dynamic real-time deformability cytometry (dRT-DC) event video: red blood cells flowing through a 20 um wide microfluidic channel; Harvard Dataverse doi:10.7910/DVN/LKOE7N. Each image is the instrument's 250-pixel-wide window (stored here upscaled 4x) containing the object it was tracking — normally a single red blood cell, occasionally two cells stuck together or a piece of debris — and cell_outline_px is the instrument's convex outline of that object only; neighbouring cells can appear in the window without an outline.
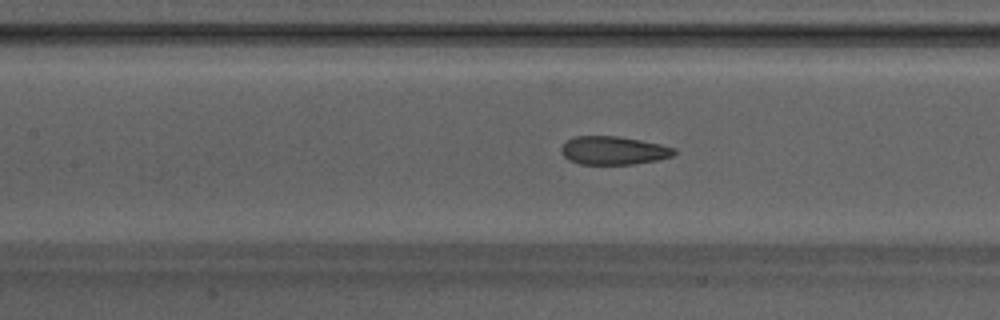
{"species": "Egyptian fruit bat (a non-hibernating species)", "species_latin": "Rousettus aegyptiacus", "temperature_condition": "warm", "stored_images_in_passage": 25, "camera_frame_rate_fps": 3000, "um_per_image_px": 0.085, "animal": {"sex": "male"}, "frame": {"image": 1, "passage_image": 22, "time_ms": 7.0, "image_size_px": [1000, 320], "cell_outline_px": [[676, 152], [672, 156], [656, 160], [632, 164], [580, 164], [568, 160], [560, 152], [560, 148], [568, 140], [576, 136], [616, 136], [640, 140], [660, 144], [676, 148]], "centroid_in_image_um": [52.13, 12.79], "position_along_channel_um": 155.3, "area_um2": 18.55}}
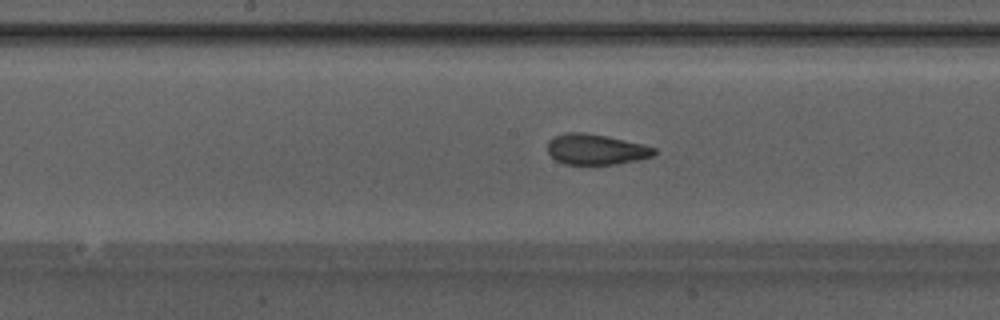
{"frame": {"image": 2, "passage_image": 25, "time_ms": 8.0, "image_size_px": [1000, 320], "cell_outline_px": [[656, 152], [652, 156], [636, 160], [616, 164], [564, 164], [556, 160], [548, 152], [548, 140], [556, 136], [568, 132], [584, 132], [608, 136], [644, 144], [656, 148]], "centroid_in_image_um": [50.66, 12.69], "position_along_channel_um": 197.5, "area_um2": 18.96}}